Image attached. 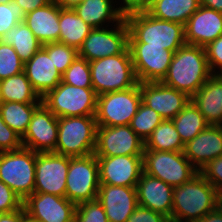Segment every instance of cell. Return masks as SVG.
<instances>
[{"instance_id":"obj_1","label":"cell","mask_w":222,"mask_h":222,"mask_svg":"<svg viewBox=\"0 0 222 222\" xmlns=\"http://www.w3.org/2000/svg\"><path fill=\"white\" fill-rule=\"evenodd\" d=\"M221 203L222 194L198 172L174 187L171 222H196Z\"/></svg>"},{"instance_id":"obj_2","label":"cell","mask_w":222,"mask_h":222,"mask_svg":"<svg viewBox=\"0 0 222 222\" xmlns=\"http://www.w3.org/2000/svg\"><path fill=\"white\" fill-rule=\"evenodd\" d=\"M211 75L205 47L186 44L174 53L162 82L191 98Z\"/></svg>"},{"instance_id":"obj_3","label":"cell","mask_w":222,"mask_h":222,"mask_svg":"<svg viewBox=\"0 0 222 222\" xmlns=\"http://www.w3.org/2000/svg\"><path fill=\"white\" fill-rule=\"evenodd\" d=\"M128 43H146L176 52L186 45L184 25L154 18L146 11L126 15Z\"/></svg>"},{"instance_id":"obj_4","label":"cell","mask_w":222,"mask_h":222,"mask_svg":"<svg viewBox=\"0 0 222 222\" xmlns=\"http://www.w3.org/2000/svg\"><path fill=\"white\" fill-rule=\"evenodd\" d=\"M91 82L97 95L126 90L136 86L129 48L123 53L90 61Z\"/></svg>"},{"instance_id":"obj_5","label":"cell","mask_w":222,"mask_h":222,"mask_svg":"<svg viewBox=\"0 0 222 222\" xmlns=\"http://www.w3.org/2000/svg\"><path fill=\"white\" fill-rule=\"evenodd\" d=\"M97 123L95 116L58 118L55 153L69 157H84L94 153Z\"/></svg>"},{"instance_id":"obj_6","label":"cell","mask_w":222,"mask_h":222,"mask_svg":"<svg viewBox=\"0 0 222 222\" xmlns=\"http://www.w3.org/2000/svg\"><path fill=\"white\" fill-rule=\"evenodd\" d=\"M97 97L93 88L75 87L61 81L42 97V103L58 118L95 116Z\"/></svg>"},{"instance_id":"obj_7","label":"cell","mask_w":222,"mask_h":222,"mask_svg":"<svg viewBox=\"0 0 222 222\" xmlns=\"http://www.w3.org/2000/svg\"><path fill=\"white\" fill-rule=\"evenodd\" d=\"M36 152L21 147L0 152V180L24 201L35 189Z\"/></svg>"},{"instance_id":"obj_8","label":"cell","mask_w":222,"mask_h":222,"mask_svg":"<svg viewBox=\"0 0 222 222\" xmlns=\"http://www.w3.org/2000/svg\"><path fill=\"white\" fill-rule=\"evenodd\" d=\"M143 172L177 187L188 182L199 171L184 156L183 151L144 149Z\"/></svg>"},{"instance_id":"obj_9","label":"cell","mask_w":222,"mask_h":222,"mask_svg":"<svg viewBox=\"0 0 222 222\" xmlns=\"http://www.w3.org/2000/svg\"><path fill=\"white\" fill-rule=\"evenodd\" d=\"M99 165L95 154L69 157L65 197L75 205L97 199Z\"/></svg>"},{"instance_id":"obj_10","label":"cell","mask_w":222,"mask_h":222,"mask_svg":"<svg viewBox=\"0 0 222 222\" xmlns=\"http://www.w3.org/2000/svg\"><path fill=\"white\" fill-rule=\"evenodd\" d=\"M140 103V83L126 90L98 95L95 114L97 126L130 125Z\"/></svg>"},{"instance_id":"obj_11","label":"cell","mask_w":222,"mask_h":222,"mask_svg":"<svg viewBox=\"0 0 222 222\" xmlns=\"http://www.w3.org/2000/svg\"><path fill=\"white\" fill-rule=\"evenodd\" d=\"M145 142L130 125L97 126L96 157L143 156Z\"/></svg>"},{"instance_id":"obj_12","label":"cell","mask_w":222,"mask_h":222,"mask_svg":"<svg viewBox=\"0 0 222 222\" xmlns=\"http://www.w3.org/2000/svg\"><path fill=\"white\" fill-rule=\"evenodd\" d=\"M115 24L114 30L94 28L83 41L78 56L90 62L123 53L128 48L129 27L125 18Z\"/></svg>"},{"instance_id":"obj_13","label":"cell","mask_w":222,"mask_h":222,"mask_svg":"<svg viewBox=\"0 0 222 222\" xmlns=\"http://www.w3.org/2000/svg\"><path fill=\"white\" fill-rule=\"evenodd\" d=\"M128 48L139 83L163 81L175 52L146 43H128Z\"/></svg>"},{"instance_id":"obj_14","label":"cell","mask_w":222,"mask_h":222,"mask_svg":"<svg viewBox=\"0 0 222 222\" xmlns=\"http://www.w3.org/2000/svg\"><path fill=\"white\" fill-rule=\"evenodd\" d=\"M69 156L55 152L36 153L34 193L65 197Z\"/></svg>"},{"instance_id":"obj_15","label":"cell","mask_w":222,"mask_h":222,"mask_svg":"<svg viewBox=\"0 0 222 222\" xmlns=\"http://www.w3.org/2000/svg\"><path fill=\"white\" fill-rule=\"evenodd\" d=\"M58 117L43 103L35 110L27 131L21 138L22 146L36 153L55 152Z\"/></svg>"},{"instance_id":"obj_16","label":"cell","mask_w":222,"mask_h":222,"mask_svg":"<svg viewBox=\"0 0 222 222\" xmlns=\"http://www.w3.org/2000/svg\"><path fill=\"white\" fill-rule=\"evenodd\" d=\"M141 102L164 120H172L190 101V97L163 82L140 83Z\"/></svg>"},{"instance_id":"obj_17","label":"cell","mask_w":222,"mask_h":222,"mask_svg":"<svg viewBox=\"0 0 222 222\" xmlns=\"http://www.w3.org/2000/svg\"><path fill=\"white\" fill-rule=\"evenodd\" d=\"M26 213L39 222H74L76 205L66 197L33 193L24 201Z\"/></svg>"},{"instance_id":"obj_18","label":"cell","mask_w":222,"mask_h":222,"mask_svg":"<svg viewBox=\"0 0 222 222\" xmlns=\"http://www.w3.org/2000/svg\"><path fill=\"white\" fill-rule=\"evenodd\" d=\"M100 184L136 187L143 172V156L97 157Z\"/></svg>"},{"instance_id":"obj_19","label":"cell","mask_w":222,"mask_h":222,"mask_svg":"<svg viewBox=\"0 0 222 222\" xmlns=\"http://www.w3.org/2000/svg\"><path fill=\"white\" fill-rule=\"evenodd\" d=\"M97 199L109 222H127L138 206L136 187L100 184Z\"/></svg>"},{"instance_id":"obj_20","label":"cell","mask_w":222,"mask_h":222,"mask_svg":"<svg viewBox=\"0 0 222 222\" xmlns=\"http://www.w3.org/2000/svg\"><path fill=\"white\" fill-rule=\"evenodd\" d=\"M188 45L206 47L222 35V13L200 6L184 25Z\"/></svg>"},{"instance_id":"obj_21","label":"cell","mask_w":222,"mask_h":222,"mask_svg":"<svg viewBox=\"0 0 222 222\" xmlns=\"http://www.w3.org/2000/svg\"><path fill=\"white\" fill-rule=\"evenodd\" d=\"M173 191L174 187L142 172L136 184L138 205L163 214L171 222Z\"/></svg>"},{"instance_id":"obj_22","label":"cell","mask_w":222,"mask_h":222,"mask_svg":"<svg viewBox=\"0 0 222 222\" xmlns=\"http://www.w3.org/2000/svg\"><path fill=\"white\" fill-rule=\"evenodd\" d=\"M183 153L198 171L222 156V125H209L185 144Z\"/></svg>"},{"instance_id":"obj_23","label":"cell","mask_w":222,"mask_h":222,"mask_svg":"<svg viewBox=\"0 0 222 222\" xmlns=\"http://www.w3.org/2000/svg\"><path fill=\"white\" fill-rule=\"evenodd\" d=\"M24 72L40 98L62 81L61 73L56 69L52 57H49L43 47L24 63Z\"/></svg>"},{"instance_id":"obj_24","label":"cell","mask_w":222,"mask_h":222,"mask_svg":"<svg viewBox=\"0 0 222 222\" xmlns=\"http://www.w3.org/2000/svg\"><path fill=\"white\" fill-rule=\"evenodd\" d=\"M190 100L210 125H222V75H211Z\"/></svg>"},{"instance_id":"obj_25","label":"cell","mask_w":222,"mask_h":222,"mask_svg":"<svg viewBox=\"0 0 222 222\" xmlns=\"http://www.w3.org/2000/svg\"><path fill=\"white\" fill-rule=\"evenodd\" d=\"M24 22L42 44L59 42V4L54 0L26 14Z\"/></svg>"},{"instance_id":"obj_26","label":"cell","mask_w":222,"mask_h":222,"mask_svg":"<svg viewBox=\"0 0 222 222\" xmlns=\"http://www.w3.org/2000/svg\"><path fill=\"white\" fill-rule=\"evenodd\" d=\"M112 3V0H87L75 5L73 9L86 24L93 28H103L105 21L118 23L124 18Z\"/></svg>"},{"instance_id":"obj_27","label":"cell","mask_w":222,"mask_h":222,"mask_svg":"<svg viewBox=\"0 0 222 222\" xmlns=\"http://www.w3.org/2000/svg\"><path fill=\"white\" fill-rule=\"evenodd\" d=\"M59 42L79 50L83 41L94 29L77 15L73 8L59 5Z\"/></svg>"},{"instance_id":"obj_28","label":"cell","mask_w":222,"mask_h":222,"mask_svg":"<svg viewBox=\"0 0 222 222\" xmlns=\"http://www.w3.org/2000/svg\"><path fill=\"white\" fill-rule=\"evenodd\" d=\"M200 6V0H157L146 12L154 18L185 25Z\"/></svg>"},{"instance_id":"obj_29","label":"cell","mask_w":222,"mask_h":222,"mask_svg":"<svg viewBox=\"0 0 222 222\" xmlns=\"http://www.w3.org/2000/svg\"><path fill=\"white\" fill-rule=\"evenodd\" d=\"M0 102L42 103L25 72L0 80Z\"/></svg>"},{"instance_id":"obj_30","label":"cell","mask_w":222,"mask_h":222,"mask_svg":"<svg viewBox=\"0 0 222 222\" xmlns=\"http://www.w3.org/2000/svg\"><path fill=\"white\" fill-rule=\"evenodd\" d=\"M3 43L11 45L24 63L29 61L43 45L24 21L4 34Z\"/></svg>"},{"instance_id":"obj_31","label":"cell","mask_w":222,"mask_h":222,"mask_svg":"<svg viewBox=\"0 0 222 222\" xmlns=\"http://www.w3.org/2000/svg\"><path fill=\"white\" fill-rule=\"evenodd\" d=\"M42 103L0 102L3 121L21 138L27 131L33 113Z\"/></svg>"},{"instance_id":"obj_32","label":"cell","mask_w":222,"mask_h":222,"mask_svg":"<svg viewBox=\"0 0 222 222\" xmlns=\"http://www.w3.org/2000/svg\"><path fill=\"white\" fill-rule=\"evenodd\" d=\"M172 121L184 144L210 125L191 100Z\"/></svg>"},{"instance_id":"obj_33","label":"cell","mask_w":222,"mask_h":222,"mask_svg":"<svg viewBox=\"0 0 222 222\" xmlns=\"http://www.w3.org/2000/svg\"><path fill=\"white\" fill-rule=\"evenodd\" d=\"M184 146L173 121L163 120L146 140L144 149L180 152Z\"/></svg>"},{"instance_id":"obj_34","label":"cell","mask_w":222,"mask_h":222,"mask_svg":"<svg viewBox=\"0 0 222 222\" xmlns=\"http://www.w3.org/2000/svg\"><path fill=\"white\" fill-rule=\"evenodd\" d=\"M163 120L164 119L156 111L141 102L136 114L130 122V127L144 142H146L153 130Z\"/></svg>"},{"instance_id":"obj_35","label":"cell","mask_w":222,"mask_h":222,"mask_svg":"<svg viewBox=\"0 0 222 222\" xmlns=\"http://www.w3.org/2000/svg\"><path fill=\"white\" fill-rule=\"evenodd\" d=\"M62 82L75 87L93 88L90 63L85 58L77 56L62 74Z\"/></svg>"},{"instance_id":"obj_36","label":"cell","mask_w":222,"mask_h":222,"mask_svg":"<svg viewBox=\"0 0 222 222\" xmlns=\"http://www.w3.org/2000/svg\"><path fill=\"white\" fill-rule=\"evenodd\" d=\"M42 47L48 52L49 57L61 75L73 63L78 56V50L60 42L43 44Z\"/></svg>"},{"instance_id":"obj_37","label":"cell","mask_w":222,"mask_h":222,"mask_svg":"<svg viewBox=\"0 0 222 222\" xmlns=\"http://www.w3.org/2000/svg\"><path fill=\"white\" fill-rule=\"evenodd\" d=\"M24 71V62L15 49L8 44L0 45V80L19 74Z\"/></svg>"},{"instance_id":"obj_38","label":"cell","mask_w":222,"mask_h":222,"mask_svg":"<svg viewBox=\"0 0 222 222\" xmlns=\"http://www.w3.org/2000/svg\"><path fill=\"white\" fill-rule=\"evenodd\" d=\"M74 222H109L98 199L76 205Z\"/></svg>"},{"instance_id":"obj_39","label":"cell","mask_w":222,"mask_h":222,"mask_svg":"<svg viewBox=\"0 0 222 222\" xmlns=\"http://www.w3.org/2000/svg\"><path fill=\"white\" fill-rule=\"evenodd\" d=\"M25 15L21 6L14 1L8 4H0V35L4 36L6 32L24 21Z\"/></svg>"},{"instance_id":"obj_40","label":"cell","mask_w":222,"mask_h":222,"mask_svg":"<svg viewBox=\"0 0 222 222\" xmlns=\"http://www.w3.org/2000/svg\"><path fill=\"white\" fill-rule=\"evenodd\" d=\"M23 207V200L0 180V213L16 211Z\"/></svg>"},{"instance_id":"obj_41","label":"cell","mask_w":222,"mask_h":222,"mask_svg":"<svg viewBox=\"0 0 222 222\" xmlns=\"http://www.w3.org/2000/svg\"><path fill=\"white\" fill-rule=\"evenodd\" d=\"M21 147V137L3 121L0 115V152L17 150Z\"/></svg>"},{"instance_id":"obj_42","label":"cell","mask_w":222,"mask_h":222,"mask_svg":"<svg viewBox=\"0 0 222 222\" xmlns=\"http://www.w3.org/2000/svg\"><path fill=\"white\" fill-rule=\"evenodd\" d=\"M199 173L222 194V156L207 163Z\"/></svg>"},{"instance_id":"obj_43","label":"cell","mask_w":222,"mask_h":222,"mask_svg":"<svg viewBox=\"0 0 222 222\" xmlns=\"http://www.w3.org/2000/svg\"><path fill=\"white\" fill-rule=\"evenodd\" d=\"M205 51L212 75H222V35L210 42L205 47ZM216 68L219 69L221 73L219 71L215 73Z\"/></svg>"},{"instance_id":"obj_44","label":"cell","mask_w":222,"mask_h":222,"mask_svg":"<svg viewBox=\"0 0 222 222\" xmlns=\"http://www.w3.org/2000/svg\"><path fill=\"white\" fill-rule=\"evenodd\" d=\"M127 222H170V219L161 213L138 205Z\"/></svg>"},{"instance_id":"obj_45","label":"cell","mask_w":222,"mask_h":222,"mask_svg":"<svg viewBox=\"0 0 222 222\" xmlns=\"http://www.w3.org/2000/svg\"><path fill=\"white\" fill-rule=\"evenodd\" d=\"M122 7H119V12L125 17L134 12L147 10V0H123Z\"/></svg>"},{"instance_id":"obj_46","label":"cell","mask_w":222,"mask_h":222,"mask_svg":"<svg viewBox=\"0 0 222 222\" xmlns=\"http://www.w3.org/2000/svg\"><path fill=\"white\" fill-rule=\"evenodd\" d=\"M13 1L21 6L25 14H28L37 8L47 5L53 0H13Z\"/></svg>"},{"instance_id":"obj_47","label":"cell","mask_w":222,"mask_h":222,"mask_svg":"<svg viewBox=\"0 0 222 222\" xmlns=\"http://www.w3.org/2000/svg\"><path fill=\"white\" fill-rule=\"evenodd\" d=\"M196 222H222V203Z\"/></svg>"},{"instance_id":"obj_48","label":"cell","mask_w":222,"mask_h":222,"mask_svg":"<svg viewBox=\"0 0 222 222\" xmlns=\"http://www.w3.org/2000/svg\"><path fill=\"white\" fill-rule=\"evenodd\" d=\"M0 222H21V208L8 213H0Z\"/></svg>"},{"instance_id":"obj_49","label":"cell","mask_w":222,"mask_h":222,"mask_svg":"<svg viewBox=\"0 0 222 222\" xmlns=\"http://www.w3.org/2000/svg\"><path fill=\"white\" fill-rule=\"evenodd\" d=\"M200 4L203 7L222 13V0H200Z\"/></svg>"},{"instance_id":"obj_50","label":"cell","mask_w":222,"mask_h":222,"mask_svg":"<svg viewBox=\"0 0 222 222\" xmlns=\"http://www.w3.org/2000/svg\"><path fill=\"white\" fill-rule=\"evenodd\" d=\"M63 8H73L75 5L87 0H54Z\"/></svg>"},{"instance_id":"obj_51","label":"cell","mask_w":222,"mask_h":222,"mask_svg":"<svg viewBox=\"0 0 222 222\" xmlns=\"http://www.w3.org/2000/svg\"><path fill=\"white\" fill-rule=\"evenodd\" d=\"M21 222H39L38 220L33 219L30 217L26 211L24 206L21 208Z\"/></svg>"},{"instance_id":"obj_52","label":"cell","mask_w":222,"mask_h":222,"mask_svg":"<svg viewBox=\"0 0 222 222\" xmlns=\"http://www.w3.org/2000/svg\"><path fill=\"white\" fill-rule=\"evenodd\" d=\"M13 0H0V4H8Z\"/></svg>"},{"instance_id":"obj_53","label":"cell","mask_w":222,"mask_h":222,"mask_svg":"<svg viewBox=\"0 0 222 222\" xmlns=\"http://www.w3.org/2000/svg\"><path fill=\"white\" fill-rule=\"evenodd\" d=\"M157 0H147V8L154 2H156Z\"/></svg>"},{"instance_id":"obj_54","label":"cell","mask_w":222,"mask_h":222,"mask_svg":"<svg viewBox=\"0 0 222 222\" xmlns=\"http://www.w3.org/2000/svg\"><path fill=\"white\" fill-rule=\"evenodd\" d=\"M3 43V36L0 35V45Z\"/></svg>"}]
</instances>
